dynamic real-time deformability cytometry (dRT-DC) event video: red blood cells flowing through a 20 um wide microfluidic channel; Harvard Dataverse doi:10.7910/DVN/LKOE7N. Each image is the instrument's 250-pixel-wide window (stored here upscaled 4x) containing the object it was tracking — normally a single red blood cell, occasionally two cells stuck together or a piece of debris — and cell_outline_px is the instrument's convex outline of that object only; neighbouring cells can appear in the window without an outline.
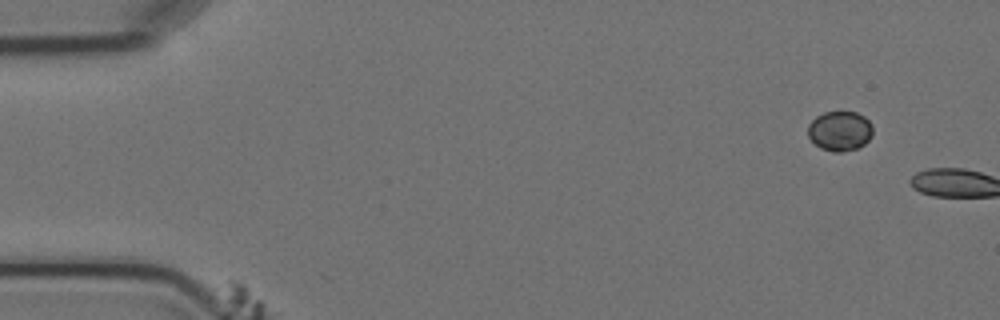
{"species": "Egyptian fruit bat (a non-hibernating species)", "species_latin": "Rousettus aegyptiacus", "temperature_condition": "cold", "stored_images_in_passage": 10, "camera_frame_rate_fps": 3000, "um_per_image_px": 0.085, "animal": {"sex": "female"}, "frame": {"image": 1, "passage_image": 1, "time_ms": 0.0, "image_size_px": [1000, 320], "cell_outline_px": [[872, 136], [864, 144], [856, 148], [840, 152], [832, 152], [820, 148], [808, 136], [808, 124], [816, 116], [824, 112], [856, 112], [864, 116], [872, 124]], "centroid_in_image_um": [71.38, 11.13], "position_along_channel_um": 13.6, "area_um2": 15.03}}